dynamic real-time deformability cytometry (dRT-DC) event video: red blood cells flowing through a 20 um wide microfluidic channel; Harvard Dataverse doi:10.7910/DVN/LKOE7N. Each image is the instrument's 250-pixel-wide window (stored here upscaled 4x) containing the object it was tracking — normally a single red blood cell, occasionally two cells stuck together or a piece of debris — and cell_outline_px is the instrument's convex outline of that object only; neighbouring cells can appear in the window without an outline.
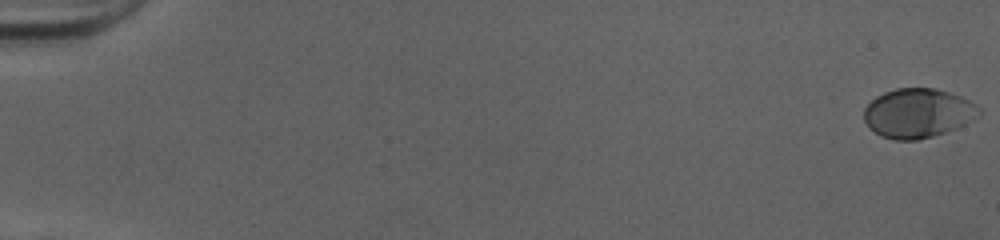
{"species": "human", "species_latin": "Homo sapiens", "temperature_condition": "cold", "stored_images_in_passage": 52, "camera_frame_rate_fps": 3000, "um_per_image_px": 0.085, "donor": {"sex": "female"}, "frame": {"image": 1, "passage_image": 1, "time_ms": 0.0, "image_size_px": [1000, 240], "cell_outline_px": [[980, 112], [972, 120], [956, 128], [932, 136], [916, 140], [896, 140], [880, 136], [864, 120], [864, 108], [876, 96], [884, 92], [896, 88], [936, 88], [960, 96], [976, 104], [980, 108]], "centroid_in_image_um": [78.01, 9.6], "position_along_channel_um": 7.0, "area_um2": 32.77}}
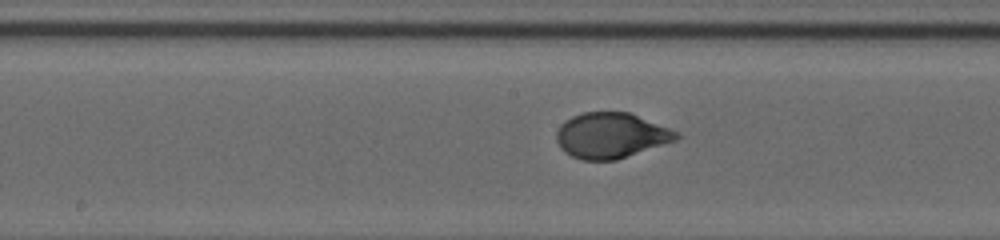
{"frame": {"image": 2, "passage_image": 29, "time_ms": 9.333, "image_size_px": [1000, 240], "cell_outline_px": [[680, 136], [676, 140], [616, 160], [580, 160], [564, 152], [560, 148], [556, 140], [556, 132], [560, 124], [572, 116], [584, 112], [628, 112], [680, 132]], "centroid_in_image_um": [51.91, 11.52], "position_along_channel_um": 196.3, "area_um2": 31.73}}
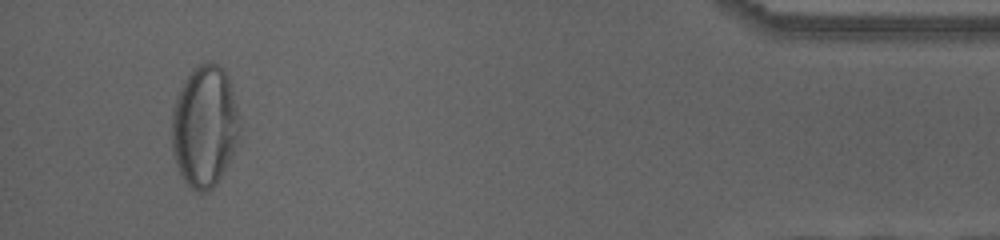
{"frame": {"image": 3, "passage_image": 50, "time_ms": 16.333, "image_size_px": [1000, 240], "cell_outline_px": [[240, 128], [232, 156], [216, 184], [212, 188], [204, 192], [196, 192], [188, 184], [180, 172], [176, 164], [172, 152], [172, 108], [176, 96], [184, 80], [200, 64], [216, 64], [224, 68], [228, 76], [240, 124]], "centroid_in_image_um": [17.37, 10.75], "position_along_channel_um": 417.8, "area_um2": 47.57}, "authors_computed_cell_mechanics": {"area_um2": 32.2524, "velocity_mm_per_s": 4.0246, "shape_relaxation_time_tau1_ms": 3.2808, "shape_relaxation_time_tau2_ms": null, "deformation_change_tau1": 0.1822, "deformation_change_tau2": null}}